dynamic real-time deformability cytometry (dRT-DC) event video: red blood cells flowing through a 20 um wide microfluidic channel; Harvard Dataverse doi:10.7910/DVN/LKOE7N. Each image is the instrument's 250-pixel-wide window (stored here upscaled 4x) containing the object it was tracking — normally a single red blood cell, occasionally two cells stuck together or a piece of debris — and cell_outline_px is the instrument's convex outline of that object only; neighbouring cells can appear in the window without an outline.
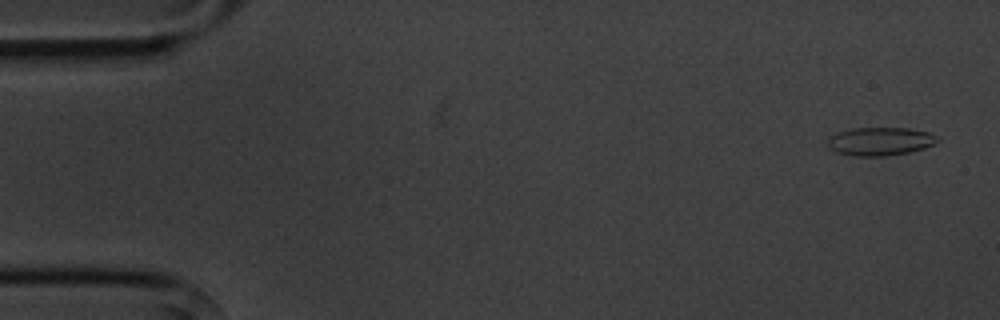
{"species": "common noctule bat (a hibernating species)", "species_latin": "Nyctalus noctula", "temperature_condition": "cold", "stored_images_in_passage": 4, "camera_frame_rate_fps": 3000, "um_per_image_px": 0.085, "animal": {"sex": "male", "body_mass_g": 20.1, "forearm_length_mm": 53.5}, "frame": {"image": 1, "passage_image": 1, "time_ms": 0.0, "image_size_px": [1000, 320], "cell_outline_px": [[940, 140], [924, 148], [908, 152], [884, 156], [852, 156], [836, 152], [828, 148], [828, 136], [836, 132], [852, 128], [908, 128], [928, 132], [936, 136]], "centroid_in_image_um": [74.75, 12.01], "position_along_channel_um": 10.3, "area_um2": 18.15}}